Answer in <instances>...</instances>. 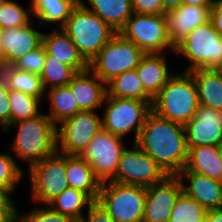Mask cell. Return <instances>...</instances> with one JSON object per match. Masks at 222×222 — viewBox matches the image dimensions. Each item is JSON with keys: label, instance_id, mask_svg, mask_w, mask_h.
Segmentation results:
<instances>
[{"label": "cell", "instance_id": "6da1fadb", "mask_svg": "<svg viewBox=\"0 0 222 222\" xmlns=\"http://www.w3.org/2000/svg\"><path fill=\"white\" fill-rule=\"evenodd\" d=\"M135 143L168 175H177L184 169L189 149L183 124L151 111Z\"/></svg>", "mask_w": 222, "mask_h": 222}, {"label": "cell", "instance_id": "7a4b0ae2", "mask_svg": "<svg viewBox=\"0 0 222 222\" xmlns=\"http://www.w3.org/2000/svg\"><path fill=\"white\" fill-rule=\"evenodd\" d=\"M199 97L190 72L175 73L153 98L151 108L160 117L186 124L199 108Z\"/></svg>", "mask_w": 222, "mask_h": 222}, {"label": "cell", "instance_id": "3957f363", "mask_svg": "<svg viewBox=\"0 0 222 222\" xmlns=\"http://www.w3.org/2000/svg\"><path fill=\"white\" fill-rule=\"evenodd\" d=\"M13 126L18 131L12 149L18 158L27 160L29 167L56 151V126L45 113L10 123L3 131Z\"/></svg>", "mask_w": 222, "mask_h": 222}, {"label": "cell", "instance_id": "277c9868", "mask_svg": "<svg viewBox=\"0 0 222 222\" xmlns=\"http://www.w3.org/2000/svg\"><path fill=\"white\" fill-rule=\"evenodd\" d=\"M61 29L70 37L88 63L117 34L81 2L73 9Z\"/></svg>", "mask_w": 222, "mask_h": 222}, {"label": "cell", "instance_id": "5b68a950", "mask_svg": "<svg viewBox=\"0 0 222 222\" xmlns=\"http://www.w3.org/2000/svg\"><path fill=\"white\" fill-rule=\"evenodd\" d=\"M146 194L145 187L108 181L96 201L115 222H143Z\"/></svg>", "mask_w": 222, "mask_h": 222}, {"label": "cell", "instance_id": "8992f818", "mask_svg": "<svg viewBox=\"0 0 222 222\" xmlns=\"http://www.w3.org/2000/svg\"><path fill=\"white\" fill-rule=\"evenodd\" d=\"M145 53L117 33L89 63V69L105 84L138 67Z\"/></svg>", "mask_w": 222, "mask_h": 222}, {"label": "cell", "instance_id": "52a82bcc", "mask_svg": "<svg viewBox=\"0 0 222 222\" xmlns=\"http://www.w3.org/2000/svg\"><path fill=\"white\" fill-rule=\"evenodd\" d=\"M175 52L191 61L185 72L216 69L222 62V37L215 30L213 23L208 21L191 31L175 47Z\"/></svg>", "mask_w": 222, "mask_h": 222}, {"label": "cell", "instance_id": "ba28073f", "mask_svg": "<svg viewBox=\"0 0 222 222\" xmlns=\"http://www.w3.org/2000/svg\"><path fill=\"white\" fill-rule=\"evenodd\" d=\"M105 103V113L101 118L102 129L120 137L134 131L135 143L148 114L152 111V102L106 95L104 105Z\"/></svg>", "mask_w": 222, "mask_h": 222}, {"label": "cell", "instance_id": "9c48e42d", "mask_svg": "<svg viewBox=\"0 0 222 222\" xmlns=\"http://www.w3.org/2000/svg\"><path fill=\"white\" fill-rule=\"evenodd\" d=\"M118 33L145 54L163 53V49L175 52L167 33L164 15L133 13Z\"/></svg>", "mask_w": 222, "mask_h": 222}, {"label": "cell", "instance_id": "30bf717a", "mask_svg": "<svg viewBox=\"0 0 222 222\" xmlns=\"http://www.w3.org/2000/svg\"><path fill=\"white\" fill-rule=\"evenodd\" d=\"M31 195L36 202L48 205L69 187L66 172V154L55 151L29 167Z\"/></svg>", "mask_w": 222, "mask_h": 222}, {"label": "cell", "instance_id": "8fae6325", "mask_svg": "<svg viewBox=\"0 0 222 222\" xmlns=\"http://www.w3.org/2000/svg\"><path fill=\"white\" fill-rule=\"evenodd\" d=\"M102 130V119L94 111H80L56 127V150L80 156L94 136ZM60 145V146H59Z\"/></svg>", "mask_w": 222, "mask_h": 222}, {"label": "cell", "instance_id": "7c38bea8", "mask_svg": "<svg viewBox=\"0 0 222 222\" xmlns=\"http://www.w3.org/2000/svg\"><path fill=\"white\" fill-rule=\"evenodd\" d=\"M168 174L136 143L133 149H124L115 177L111 180L125 185L150 187L161 183Z\"/></svg>", "mask_w": 222, "mask_h": 222}, {"label": "cell", "instance_id": "4fadbf2b", "mask_svg": "<svg viewBox=\"0 0 222 222\" xmlns=\"http://www.w3.org/2000/svg\"><path fill=\"white\" fill-rule=\"evenodd\" d=\"M122 137L103 129L97 133L80 157L88 162L97 178L102 182L111 181L116 174L123 146Z\"/></svg>", "mask_w": 222, "mask_h": 222}, {"label": "cell", "instance_id": "5bb4252c", "mask_svg": "<svg viewBox=\"0 0 222 222\" xmlns=\"http://www.w3.org/2000/svg\"><path fill=\"white\" fill-rule=\"evenodd\" d=\"M146 191L143 222H169L176 200L183 192L182 181L176 175H168Z\"/></svg>", "mask_w": 222, "mask_h": 222}, {"label": "cell", "instance_id": "9a60e30c", "mask_svg": "<svg viewBox=\"0 0 222 222\" xmlns=\"http://www.w3.org/2000/svg\"><path fill=\"white\" fill-rule=\"evenodd\" d=\"M184 129L188 147L218 145L222 142V111L200 105Z\"/></svg>", "mask_w": 222, "mask_h": 222}, {"label": "cell", "instance_id": "2e32d148", "mask_svg": "<svg viewBox=\"0 0 222 222\" xmlns=\"http://www.w3.org/2000/svg\"><path fill=\"white\" fill-rule=\"evenodd\" d=\"M211 7L181 4L168 10L164 16L171 44L176 47L191 31L210 21Z\"/></svg>", "mask_w": 222, "mask_h": 222}, {"label": "cell", "instance_id": "e0dca14e", "mask_svg": "<svg viewBox=\"0 0 222 222\" xmlns=\"http://www.w3.org/2000/svg\"><path fill=\"white\" fill-rule=\"evenodd\" d=\"M182 181L183 192L194 201H198L207 211L222 208V182L190 171H180L177 175ZM184 177V178H183Z\"/></svg>", "mask_w": 222, "mask_h": 222}, {"label": "cell", "instance_id": "ac0fdd59", "mask_svg": "<svg viewBox=\"0 0 222 222\" xmlns=\"http://www.w3.org/2000/svg\"><path fill=\"white\" fill-rule=\"evenodd\" d=\"M82 111H95L104 103L106 84L89 68L78 72L67 85Z\"/></svg>", "mask_w": 222, "mask_h": 222}, {"label": "cell", "instance_id": "d6986e66", "mask_svg": "<svg viewBox=\"0 0 222 222\" xmlns=\"http://www.w3.org/2000/svg\"><path fill=\"white\" fill-rule=\"evenodd\" d=\"M31 24L0 30L4 58L17 61L42 45L43 33L34 30Z\"/></svg>", "mask_w": 222, "mask_h": 222}, {"label": "cell", "instance_id": "ffe728a7", "mask_svg": "<svg viewBox=\"0 0 222 222\" xmlns=\"http://www.w3.org/2000/svg\"><path fill=\"white\" fill-rule=\"evenodd\" d=\"M42 45L51 59H56L60 63L74 68L77 72L89 68V63L82 57L70 37L61 28L53 30L49 34L43 33Z\"/></svg>", "mask_w": 222, "mask_h": 222}, {"label": "cell", "instance_id": "44dd1931", "mask_svg": "<svg viewBox=\"0 0 222 222\" xmlns=\"http://www.w3.org/2000/svg\"><path fill=\"white\" fill-rule=\"evenodd\" d=\"M164 53L145 54L136 72L143 83L144 90L154 98L163 86L174 75L167 68V61Z\"/></svg>", "mask_w": 222, "mask_h": 222}, {"label": "cell", "instance_id": "7402d4cb", "mask_svg": "<svg viewBox=\"0 0 222 222\" xmlns=\"http://www.w3.org/2000/svg\"><path fill=\"white\" fill-rule=\"evenodd\" d=\"M66 172L70 188L86 193L93 201L97 200L102 182L88 162L80 156L66 155Z\"/></svg>", "mask_w": 222, "mask_h": 222}, {"label": "cell", "instance_id": "603a6c76", "mask_svg": "<svg viewBox=\"0 0 222 222\" xmlns=\"http://www.w3.org/2000/svg\"><path fill=\"white\" fill-rule=\"evenodd\" d=\"M188 156L182 171H190L222 182V160L217 145L188 147Z\"/></svg>", "mask_w": 222, "mask_h": 222}, {"label": "cell", "instance_id": "cb8c5ba5", "mask_svg": "<svg viewBox=\"0 0 222 222\" xmlns=\"http://www.w3.org/2000/svg\"><path fill=\"white\" fill-rule=\"evenodd\" d=\"M192 74L200 105L222 111V76L212 69H196Z\"/></svg>", "mask_w": 222, "mask_h": 222}, {"label": "cell", "instance_id": "d4e9b609", "mask_svg": "<svg viewBox=\"0 0 222 222\" xmlns=\"http://www.w3.org/2000/svg\"><path fill=\"white\" fill-rule=\"evenodd\" d=\"M90 7L80 2L117 33L123 28L126 21L133 15L131 0H87Z\"/></svg>", "mask_w": 222, "mask_h": 222}, {"label": "cell", "instance_id": "484cf974", "mask_svg": "<svg viewBox=\"0 0 222 222\" xmlns=\"http://www.w3.org/2000/svg\"><path fill=\"white\" fill-rule=\"evenodd\" d=\"M107 96L152 102L153 98L144 90L136 69L125 71L106 84Z\"/></svg>", "mask_w": 222, "mask_h": 222}, {"label": "cell", "instance_id": "4316f807", "mask_svg": "<svg viewBox=\"0 0 222 222\" xmlns=\"http://www.w3.org/2000/svg\"><path fill=\"white\" fill-rule=\"evenodd\" d=\"M80 0H32L31 12L42 23H57L61 28Z\"/></svg>", "mask_w": 222, "mask_h": 222}, {"label": "cell", "instance_id": "83f0119b", "mask_svg": "<svg viewBox=\"0 0 222 222\" xmlns=\"http://www.w3.org/2000/svg\"><path fill=\"white\" fill-rule=\"evenodd\" d=\"M48 92V93H46ZM50 100V114L47 115L57 127V124L82 111L68 86L53 87L45 90Z\"/></svg>", "mask_w": 222, "mask_h": 222}, {"label": "cell", "instance_id": "f1b7e54d", "mask_svg": "<svg viewBox=\"0 0 222 222\" xmlns=\"http://www.w3.org/2000/svg\"><path fill=\"white\" fill-rule=\"evenodd\" d=\"M93 202L86 193L68 187L48 205L58 213L69 216L73 220H79L84 215L83 208H88Z\"/></svg>", "mask_w": 222, "mask_h": 222}, {"label": "cell", "instance_id": "f546056e", "mask_svg": "<svg viewBox=\"0 0 222 222\" xmlns=\"http://www.w3.org/2000/svg\"><path fill=\"white\" fill-rule=\"evenodd\" d=\"M77 73L74 68L60 63L56 59H51V56L46 54L40 78L44 89L47 90L53 87L67 86Z\"/></svg>", "mask_w": 222, "mask_h": 222}, {"label": "cell", "instance_id": "4dcf8cb0", "mask_svg": "<svg viewBox=\"0 0 222 222\" xmlns=\"http://www.w3.org/2000/svg\"><path fill=\"white\" fill-rule=\"evenodd\" d=\"M42 99L30 96L19 90H9L11 123L34 118L41 114L39 104Z\"/></svg>", "mask_w": 222, "mask_h": 222}, {"label": "cell", "instance_id": "1f68e13d", "mask_svg": "<svg viewBox=\"0 0 222 222\" xmlns=\"http://www.w3.org/2000/svg\"><path fill=\"white\" fill-rule=\"evenodd\" d=\"M207 210L182 192L172 209L169 222H200Z\"/></svg>", "mask_w": 222, "mask_h": 222}, {"label": "cell", "instance_id": "d6a6232c", "mask_svg": "<svg viewBox=\"0 0 222 222\" xmlns=\"http://www.w3.org/2000/svg\"><path fill=\"white\" fill-rule=\"evenodd\" d=\"M29 11L15 1L7 0L0 7V30L5 28L23 27L30 24Z\"/></svg>", "mask_w": 222, "mask_h": 222}, {"label": "cell", "instance_id": "836d02e7", "mask_svg": "<svg viewBox=\"0 0 222 222\" xmlns=\"http://www.w3.org/2000/svg\"><path fill=\"white\" fill-rule=\"evenodd\" d=\"M9 90H19L39 99H43L45 89L40 75L17 69L10 82Z\"/></svg>", "mask_w": 222, "mask_h": 222}, {"label": "cell", "instance_id": "e575fe53", "mask_svg": "<svg viewBox=\"0 0 222 222\" xmlns=\"http://www.w3.org/2000/svg\"><path fill=\"white\" fill-rule=\"evenodd\" d=\"M23 172L8 153H0V190L13 191Z\"/></svg>", "mask_w": 222, "mask_h": 222}, {"label": "cell", "instance_id": "d590c367", "mask_svg": "<svg viewBox=\"0 0 222 222\" xmlns=\"http://www.w3.org/2000/svg\"><path fill=\"white\" fill-rule=\"evenodd\" d=\"M73 219L54 211L49 205L35 208L23 215L18 214L17 222H72Z\"/></svg>", "mask_w": 222, "mask_h": 222}, {"label": "cell", "instance_id": "8d00e7d4", "mask_svg": "<svg viewBox=\"0 0 222 222\" xmlns=\"http://www.w3.org/2000/svg\"><path fill=\"white\" fill-rule=\"evenodd\" d=\"M46 50L43 45L16 61L17 69L40 75L45 62Z\"/></svg>", "mask_w": 222, "mask_h": 222}, {"label": "cell", "instance_id": "74e56055", "mask_svg": "<svg viewBox=\"0 0 222 222\" xmlns=\"http://www.w3.org/2000/svg\"><path fill=\"white\" fill-rule=\"evenodd\" d=\"M11 192L0 190V222H17L18 211L10 197Z\"/></svg>", "mask_w": 222, "mask_h": 222}, {"label": "cell", "instance_id": "f35d334b", "mask_svg": "<svg viewBox=\"0 0 222 222\" xmlns=\"http://www.w3.org/2000/svg\"><path fill=\"white\" fill-rule=\"evenodd\" d=\"M131 3L133 13L164 15L167 12L161 0H131Z\"/></svg>", "mask_w": 222, "mask_h": 222}, {"label": "cell", "instance_id": "ab89813d", "mask_svg": "<svg viewBox=\"0 0 222 222\" xmlns=\"http://www.w3.org/2000/svg\"><path fill=\"white\" fill-rule=\"evenodd\" d=\"M87 212V218L83 215L79 219L81 222H115L97 201L89 205Z\"/></svg>", "mask_w": 222, "mask_h": 222}, {"label": "cell", "instance_id": "60d3db41", "mask_svg": "<svg viewBox=\"0 0 222 222\" xmlns=\"http://www.w3.org/2000/svg\"><path fill=\"white\" fill-rule=\"evenodd\" d=\"M17 70L16 61L0 59V86L9 89L10 82Z\"/></svg>", "mask_w": 222, "mask_h": 222}, {"label": "cell", "instance_id": "b9f144b4", "mask_svg": "<svg viewBox=\"0 0 222 222\" xmlns=\"http://www.w3.org/2000/svg\"><path fill=\"white\" fill-rule=\"evenodd\" d=\"M10 123L9 89L0 86V125L4 130Z\"/></svg>", "mask_w": 222, "mask_h": 222}, {"label": "cell", "instance_id": "7bdbcfd3", "mask_svg": "<svg viewBox=\"0 0 222 222\" xmlns=\"http://www.w3.org/2000/svg\"><path fill=\"white\" fill-rule=\"evenodd\" d=\"M210 21L213 23L215 30L222 37V0H212Z\"/></svg>", "mask_w": 222, "mask_h": 222}, {"label": "cell", "instance_id": "ee69618b", "mask_svg": "<svg viewBox=\"0 0 222 222\" xmlns=\"http://www.w3.org/2000/svg\"><path fill=\"white\" fill-rule=\"evenodd\" d=\"M206 215L209 217V221L222 222V208L208 210Z\"/></svg>", "mask_w": 222, "mask_h": 222}, {"label": "cell", "instance_id": "f6af8a7d", "mask_svg": "<svg viewBox=\"0 0 222 222\" xmlns=\"http://www.w3.org/2000/svg\"><path fill=\"white\" fill-rule=\"evenodd\" d=\"M166 11L179 7L183 4V0H161Z\"/></svg>", "mask_w": 222, "mask_h": 222}, {"label": "cell", "instance_id": "bcb514c9", "mask_svg": "<svg viewBox=\"0 0 222 222\" xmlns=\"http://www.w3.org/2000/svg\"><path fill=\"white\" fill-rule=\"evenodd\" d=\"M183 4L196 6H212V0H183Z\"/></svg>", "mask_w": 222, "mask_h": 222}, {"label": "cell", "instance_id": "7dc6e473", "mask_svg": "<svg viewBox=\"0 0 222 222\" xmlns=\"http://www.w3.org/2000/svg\"><path fill=\"white\" fill-rule=\"evenodd\" d=\"M217 148H218V153H219L220 159L222 160V142L217 145Z\"/></svg>", "mask_w": 222, "mask_h": 222}, {"label": "cell", "instance_id": "c3c4849f", "mask_svg": "<svg viewBox=\"0 0 222 222\" xmlns=\"http://www.w3.org/2000/svg\"><path fill=\"white\" fill-rule=\"evenodd\" d=\"M200 222H215V221H209V217L205 215Z\"/></svg>", "mask_w": 222, "mask_h": 222}, {"label": "cell", "instance_id": "681fc988", "mask_svg": "<svg viewBox=\"0 0 222 222\" xmlns=\"http://www.w3.org/2000/svg\"><path fill=\"white\" fill-rule=\"evenodd\" d=\"M216 70L220 73V75L222 76V62L218 65V67L216 68Z\"/></svg>", "mask_w": 222, "mask_h": 222}, {"label": "cell", "instance_id": "f907efd6", "mask_svg": "<svg viewBox=\"0 0 222 222\" xmlns=\"http://www.w3.org/2000/svg\"><path fill=\"white\" fill-rule=\"evenodd\" d=\"M4 58L2 50H1V31H0V59Z\"/></svg>", "mask_w": 222, "mask_h": 222}, {"label": "cell", "instance_id": "816d5d0a", "mask_svg": "<svg viewBox=\"0 0 222 222\" xmlns=\"http://www.w3.org/2000/svg\"><path fill=\"white\" fill-rule=\"evenodd\" d=\"M7 0H0V7L6 2Z\"/></svg>", "mask_w": 222, "mask_h": 222}, {"label": "cell", "instance_id": "f5cc1de1", "mask_svg": "<svg viewBox=\"0 0 222 222\" xmlns=\"http://www.w3.org/2000/svg\"><path fill=\"white\" fill-rule=\"evenodd\" d=\"M72 222H81L80 220H73Z\"/></svg>", "mask_w": 222, "mask_h": 222}]
</instances>
